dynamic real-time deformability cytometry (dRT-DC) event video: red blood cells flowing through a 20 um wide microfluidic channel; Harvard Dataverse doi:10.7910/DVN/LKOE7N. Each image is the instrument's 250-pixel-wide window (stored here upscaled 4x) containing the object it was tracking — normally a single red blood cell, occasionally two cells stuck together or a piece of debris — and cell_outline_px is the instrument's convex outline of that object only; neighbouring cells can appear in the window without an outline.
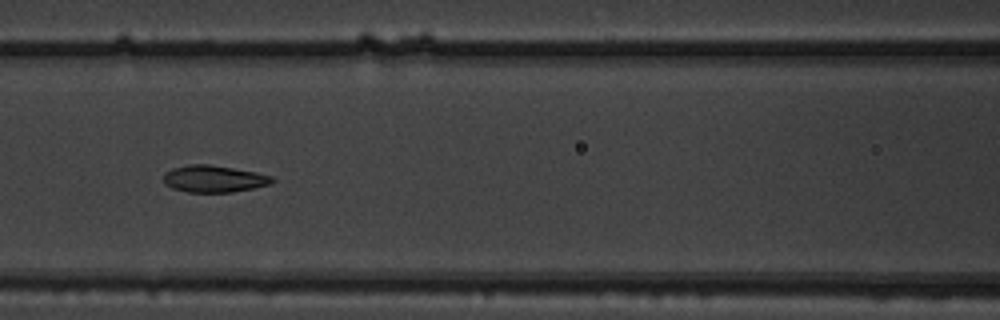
{"species": "common noctule bat (a hibernating species)", "species_latin": "Nyctalus noctula", "temperature_condition": "warm", "stored_images_in_passage": 9, "camera_frame_rate_fps": 3000, "um_per_image_px": 0.085, "animal": {"sex": "male", "body_mass_g": 19.5, "forearm_length_mm": 54.6}, "frame": {"image": 1, "passage_image": 7, "time_ms": 2.0, "image_size_px": [1000, 320], "cell_outline_px": [[276, 180], [272, 184], [232, 192], [188, 192], [172, 188], [164, 184], [164, 176], [172, 168], [188, 164], [208, 164], [256, 172], [272, 176]], "centroid_in_image_um": [18.2, 15.2], "position_along_channel_um": 148.4, "area_um2": 16.99}}
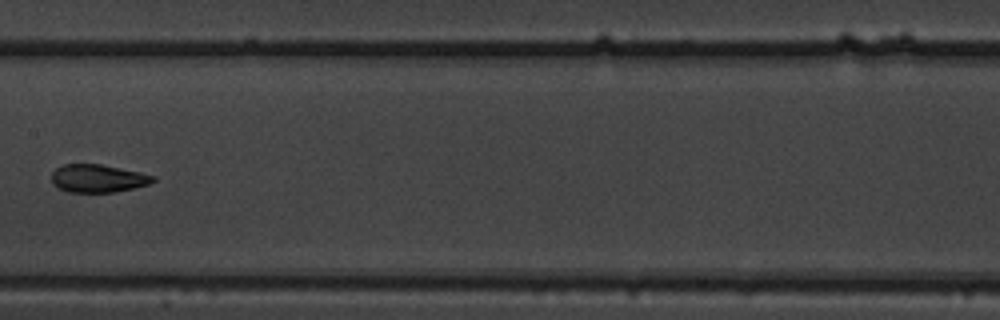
{"frame": {"image": 2, "passage_image": 8, "time_ms": 2.333, "image_size_px": [1000, 320], "cell_outline_px": [[156, 180], [148, 184], [116, 192], [68, 192], [56, 188], [52, 184], [52, 172], [56, 168], [64, 164], [100, 164], [140, 172], [156, 176]], "centroid_in_image_um": [8.3, 15.17], "position_along_channel_um": 199.1, "area_um2": 16.59}}
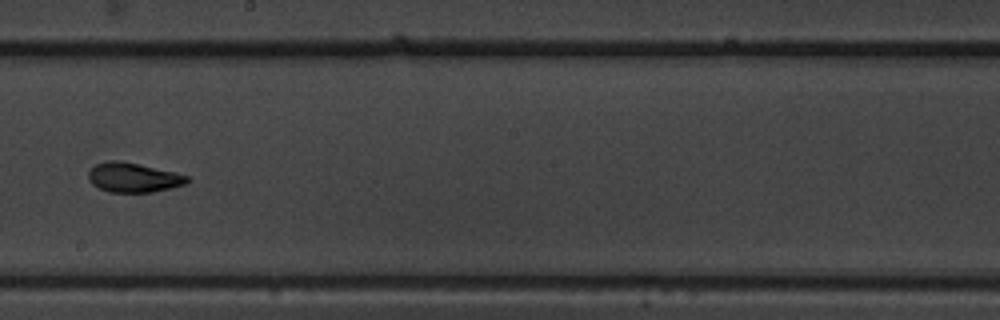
{"frame": {"image": 3, "passage_image": 9, "time_ms": 2.667, "image_size_px": [1000, 320], "cell_outline_px": [[192, 180], [184, 184], [172, 188], [152, 192], [108, 192], [96, 188], [88, 180], [88, 172], [96, 164], [108, 160], [120, 160], [172, 172], [188, 176]], "centroid_in_image_um": [11.3, 15.1], "position_along_channel_um": 236.9, "area_um2": 16.99}}